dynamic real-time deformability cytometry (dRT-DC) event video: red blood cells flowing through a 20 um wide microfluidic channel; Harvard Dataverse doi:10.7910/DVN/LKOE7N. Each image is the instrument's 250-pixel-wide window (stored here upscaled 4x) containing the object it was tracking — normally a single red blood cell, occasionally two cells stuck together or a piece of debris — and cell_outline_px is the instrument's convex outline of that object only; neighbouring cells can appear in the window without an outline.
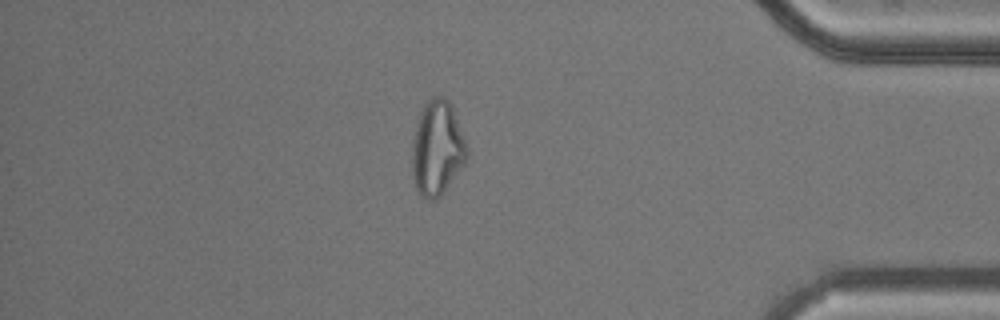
{"species": "common noctule bat (a hibernating species)", "species_latin": "Nyctalus noctula", "temperature_condition": "cold", "stored_images_in_passage": 12, "camera_frame_rate_fps": 3000, "um_per_image_px": 0.085, "animal": {"sex": "male", "body_mass_g": 20.5, "forearm_length_mm": 52.5}, "frame": {"image": 1, "passage_image": 12, "time_ms": 13.667, "image_size_px": [1000, 320], "cell_outline_px": [[468, 156], [464, 164], [444, 192], [436, 200], [428, 200], [420, 196], [416, 188], [412, 172], [412, 140], [416, 120], [424, 104], [432, 96], [444, 96], [448, 100], [452, 108], [468, 148]], "centroid_in_image_um": [37.14, 12.61], "position_along_channel_um": 398.1, "area_um2": 30.46}, "authors_computed_cell_mechanics": {"area_um2": 27.7151, "velocity_mm_per_s": 3.7005, "shape_relaxation_time_tau1_ms": null, "shape_relaxation_time_tau2_ms": 0.9268, "deformation_change_tau1": null, "deformation_change_tau2": 0.0422}}